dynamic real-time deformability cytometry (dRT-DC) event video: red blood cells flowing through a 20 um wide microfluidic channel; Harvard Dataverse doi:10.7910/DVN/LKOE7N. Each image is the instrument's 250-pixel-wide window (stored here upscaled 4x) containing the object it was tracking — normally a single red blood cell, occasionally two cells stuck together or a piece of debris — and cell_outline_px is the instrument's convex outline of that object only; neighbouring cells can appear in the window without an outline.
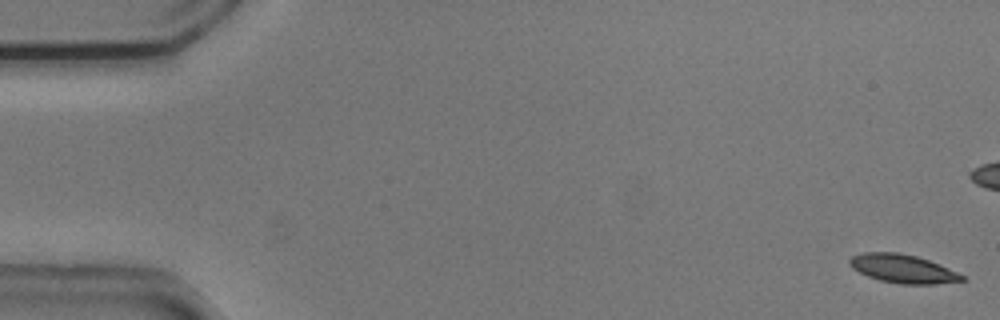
{"species": "common noctule bat (a hibernating species)", "species_latin": "Nyctalus noctula", "temperature_condition": "cold", "stored_images_in_passage": 55, "camera_frame_rate_fps": 3000, "um_per_image_px": 0.085, "animal": {"sex": "male", "body_mass_g": 20.5, "forearm_length_mm": 52.5}, "frame": {"image": 1, "passage_image": 1, "time_ms": 0.0, "image_size_px": [1000, 320], "cell_outline_px": [[964, 280], [936, 284], [900, 284], [880, 280], [868, 276], [852, 268], [848, 264], [848, 260], [852, 256], [864, 252], [900, 252], [916, 256], [940, 264], [964, 276]], "centroid_in_image_um": [76.71, 22.83], "position_along_channel_um": 8.3, "area_um2": 18.61}, "authors_computed_cell_mechanics": {"area_um2": 19.2474, "velocity_mm_per_s": 3.7139, "shape_relaxation_time_tau1_ms": 2.8538, "shape_relaxation_time_tau2_ms": 6.9146, "deformation_change_tau1": 0.1188, "deformation_change_tau2": 0.1447}}